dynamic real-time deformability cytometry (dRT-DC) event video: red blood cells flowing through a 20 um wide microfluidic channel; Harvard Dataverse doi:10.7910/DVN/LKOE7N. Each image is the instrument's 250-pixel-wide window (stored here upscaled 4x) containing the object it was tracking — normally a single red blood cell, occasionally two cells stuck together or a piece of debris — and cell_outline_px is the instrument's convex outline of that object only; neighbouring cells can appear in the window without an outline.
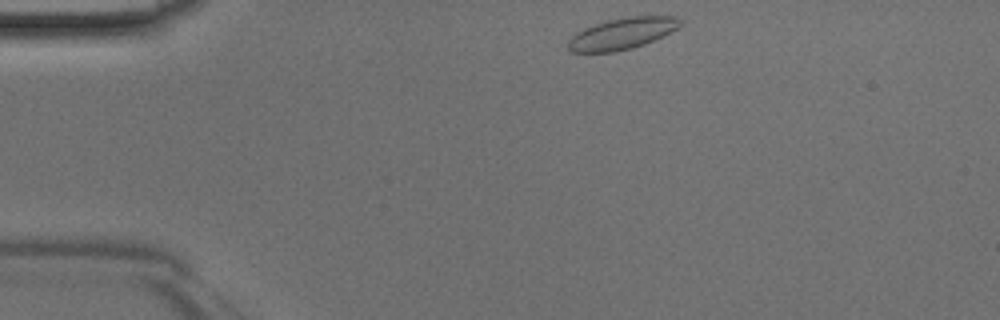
{"species": "Egyptian fruit bat (a non-hibernating species)", "species_latin": "Rousettus aegyptiacus", "temperature_condition": "room temperature", "stored_images_in_passage": 38, "camera_frame_rate_fps": 3000, "um_per_image_px": 0.085, "animal": {"sex": "male"}, "frame": {"image": 1, "passage_image": 1, "time_ms": 0.0, "image_size_px": [1000, 320], "cell_outline_px": [[684, 20], [676, 28], [644, 44], [632, 48], [612, 52], [572, 52], [568, 48], [568, 40], [576, 32], [584, 28], [608, 20], [628, 16], [676, 16]], "centroid_in_image_um": [52.85, 2.84], "position_along_channel_um": 32.1, "area_um2": 20.23}}
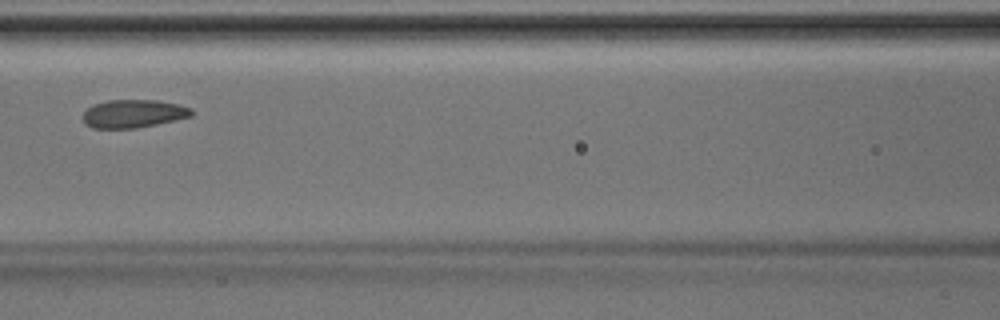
{"frame": {"image": 2, "passage_image": 13, "time_ms": 4.0, "image_size_px": [1000, 320], "cell_outline_px": [[196, 112], [192, 116], [156, 124], [136, 128], [92, 128], [84, 124], [84, 112], [92, 104], [108, 100], [160, 100], [180, 104], [192, 108]], "centroid_in_image_um": [11.38, 9.65], "position_along_channel_um": 155.2, "area_um2": 17.98}}
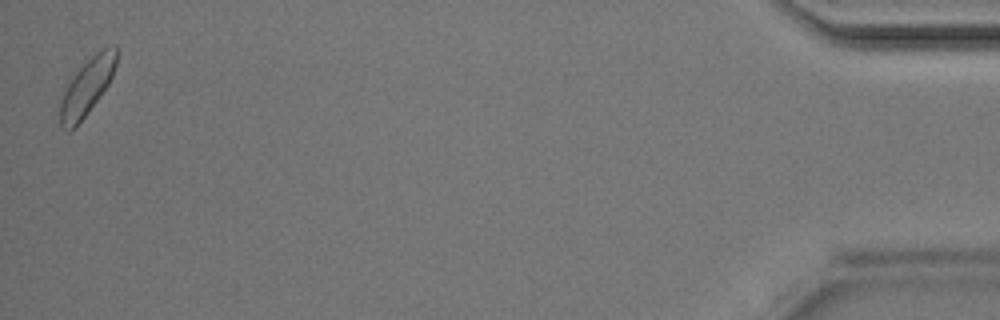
{"frame": {"image": 3, "passage_image": 38, "time_ms": 12.333, "image_size_px": [1000, 320], "cell_outline_px": [[120, 48], [116, 64], [112, 76], [108, 84], [84, 116], [68, 132], [60, 124], [60, 104], [64, 92], [72, 76], [96, 52], [112, 44], [116, 44]], "centroid_in_image_um": [7.44, 7.29], "position_along_channel_um": 427.8, "area_um2": 18.09}}